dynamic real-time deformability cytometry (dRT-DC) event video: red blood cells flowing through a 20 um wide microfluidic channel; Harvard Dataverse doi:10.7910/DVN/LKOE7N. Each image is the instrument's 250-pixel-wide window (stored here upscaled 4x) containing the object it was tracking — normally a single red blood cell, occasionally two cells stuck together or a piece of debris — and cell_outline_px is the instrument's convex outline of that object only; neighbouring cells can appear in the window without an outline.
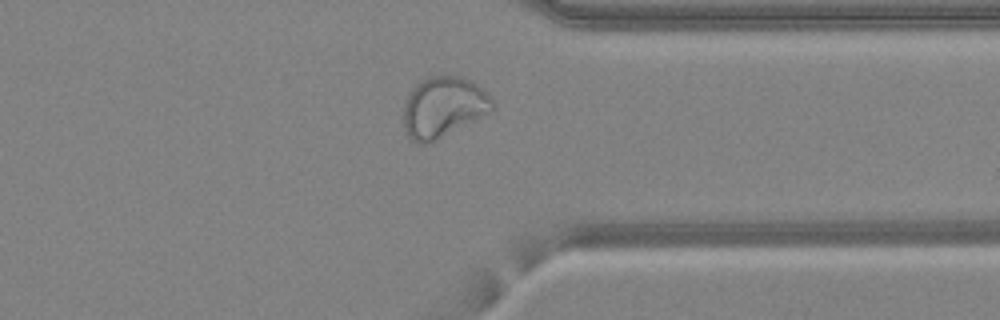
{"species": "common noctule bat (a hibernating species)", "species_latin": "Nyctalus noctula", "temperature_condition": "warm", "stored_images_in_passage": 43, "camera_frame_rate_fps": 3000, "um_per_image_px": 0.085, "animal": {"sex": "female", "body_mass_g": 24.6, "forearm_length_mm": 56.2}, "frame": {"image": 1, "passage_image": 33, "time_ms": 10.667, "image_size_px": [1000, 320], "cell_outline_px": [[496, 108], [492, 112], [428, 144], [420, 144], [412, 140], [408, 136], [404, 128], [404, 104], [412, 88], [420, 80], [428, 76], [460, 76], [472, 80], [484, 88], [496, 104]], "centroid_in_image_um": [37.73, 9.09], "position_along_channel_um": 373.7, "area_um2": 31.85}}
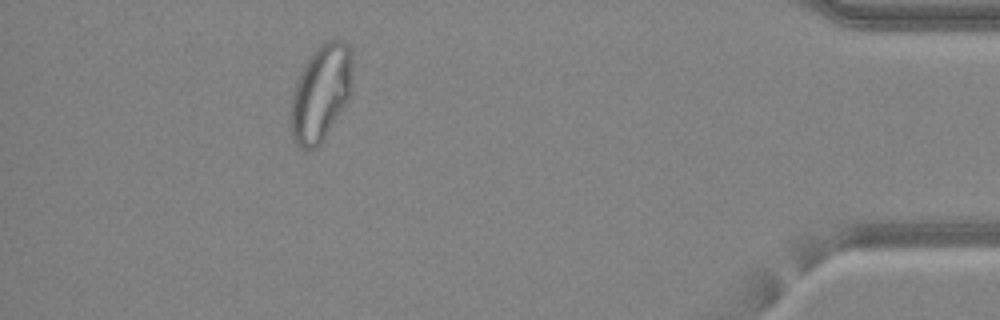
{"frame": {"image": 2, "passage_image": 39, "time_ms": 12.667, "image_size_px": [1000, 320], "cell_outline_px": [[352, 88], [348, 100], [344, 108], [324, 140], [316, 148], [300, 148], [292, 140], [288, 116], [292, 92], [296, 80], [300, 72], [312, 52], [324, 40], [344, 40], [348, 44], [352, 52]], "centroid_in_image_um": [27.25, 7.92], "position_along_channel_um": 407.9, "area_um2": 35.66}}